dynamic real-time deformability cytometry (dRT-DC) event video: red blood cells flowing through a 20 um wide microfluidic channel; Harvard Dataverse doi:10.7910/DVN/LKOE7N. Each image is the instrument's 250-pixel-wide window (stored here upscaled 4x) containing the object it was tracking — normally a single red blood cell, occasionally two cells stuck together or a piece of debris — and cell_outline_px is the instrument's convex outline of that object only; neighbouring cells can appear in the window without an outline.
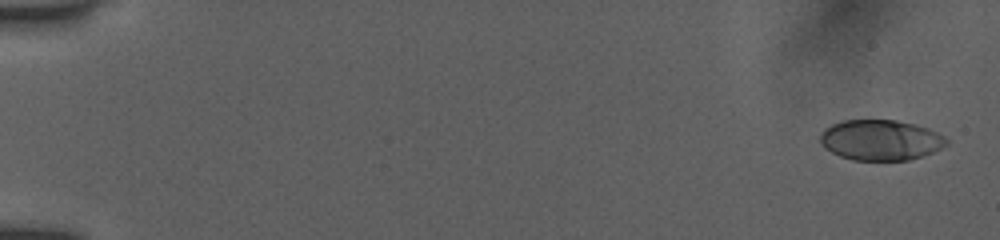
{"species": "human", "species_latin": "Homo sapiens", "temperature_condition": "room temperature", "stored_images_in_passage": 53, "camera_frame_rate_fps": 3000, "um_per_image_px": 0.085, "donor": {"sex": "female"}, "frame": {"image": 1, "passage_image": 2, "time_ms": 0.333, "image_size_px": [1000, 240], "cell_outline_px": [[948, 144], [932, 152], [908, 160], [852, 160], [840, 156], [824, 148], [820, 144], [820, 132], [824, 128], [832, 124], [844, 120], [896, 120], [916, 124], [928, 128], [944, 136], [948, 140]], "centroid_in_image_um": [74.82, 11.9], "position_along_channel_um": 10.2, "area_um2": 29.88}}
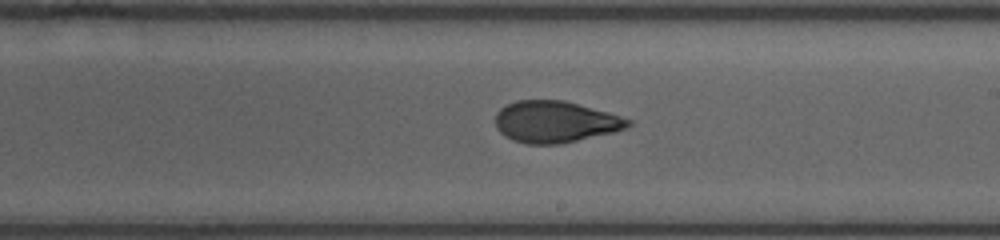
{"frame": {"image": 2, "passage_image": 33, "time_ms": 10.667, "image_size_px": [1000, 240], "cell_outline_px": [[632, 124], [628, 128], [616, 132], [560, 144], [528, 144], [512, 140], [504, 136], [496, 128], [496, 112], [500, 108], [516, 100], [564, 100], [608, 112], [632, 120]], "centroid_in_image_um": [47.21, 10.36], "position_along_channel_um": 241.8, "area_um2": 32.37}}
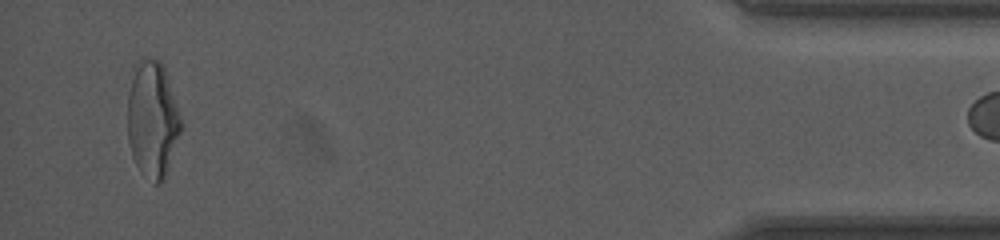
{"frame": {"image": 3, "passage_image": 52, "time_ms": 17.0, "image_size_px": [1000, 240], "cell_outline_px": [[184, 128], [164, 180], [160, 184], [156, 184], [140, 172], [132, 156], [128, 140], [128, 96], [136, 60], [160, 60], [164, 68], [184, 124]], "centroid_in_image_um": [12.99, 10.21], "position_along_channel_um": 422.2, "area_um2": 36.53}}